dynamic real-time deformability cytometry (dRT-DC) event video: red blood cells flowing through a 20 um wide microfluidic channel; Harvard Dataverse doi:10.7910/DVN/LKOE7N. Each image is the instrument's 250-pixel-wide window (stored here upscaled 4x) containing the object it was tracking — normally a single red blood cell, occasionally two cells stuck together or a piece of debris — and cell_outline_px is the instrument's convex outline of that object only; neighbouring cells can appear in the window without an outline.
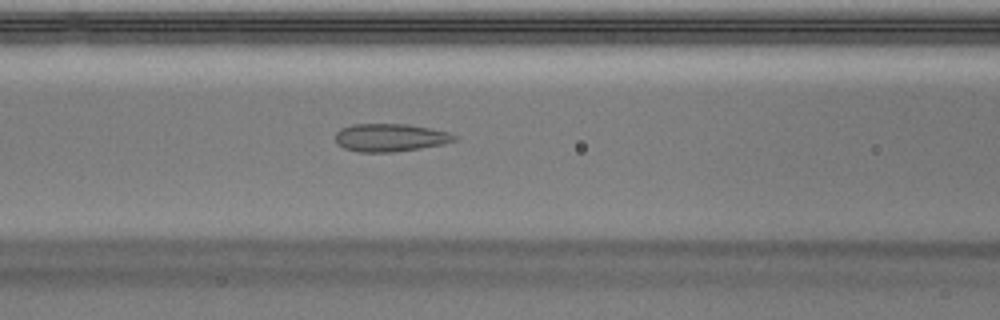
{"species": "Egyptian fruit bat (a non-hibernating species)", "species_latin": "Rousettus aegyptiacus", "temperature_condition": "warm", "stored_images_in_passage": 50, "camera_frame_rate_fps": 3000, "um_per_image_px": 0.085, "animal": {"sex": "male"}, "frame": {"image": 1, "passage_image": 21, "time_ms": 6.667, "image_size_px": [1000, 320], "cell_outline_px": [[456, 140], [444, 144], [396, 152], [360, 152], [344, 148], [336, 140], [336, 132], [340, 128], [352, 124], [408, 124], [448, 132], [456, 136]], "centroid_in_image_um": [33.16, 11.69], "position_along_channel_um": 133.4, "area_um2": 19.25}}
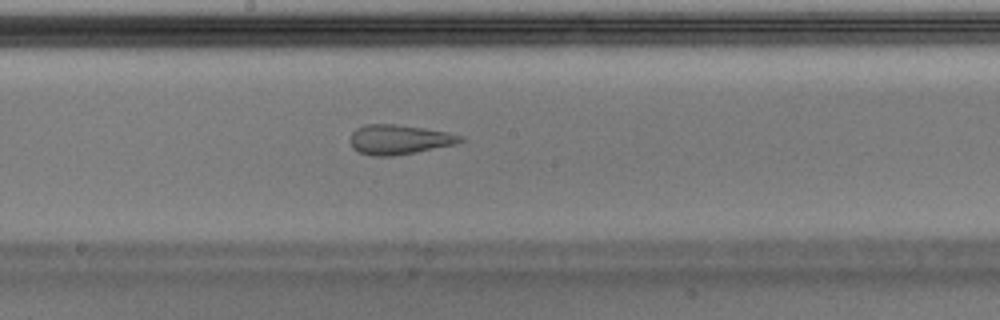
{"frame": {"image": 2, "passage_image": 27, "time_ms": 8.667, "image_size_px": [1000, 320], "cell_outline_px": [[464, 140], [456, 144], [416, 152], [392, 156], [372, 156], [360, 152], [352, 148], [348, 140], [352, 132], [356, 128], [364, 124], [396, 124], [424, 128], [464, 136]], "centroid_in_image_um": [33.88, 11.86], "position_along_channel_um": 214.3, "area_um2": 19.13}}
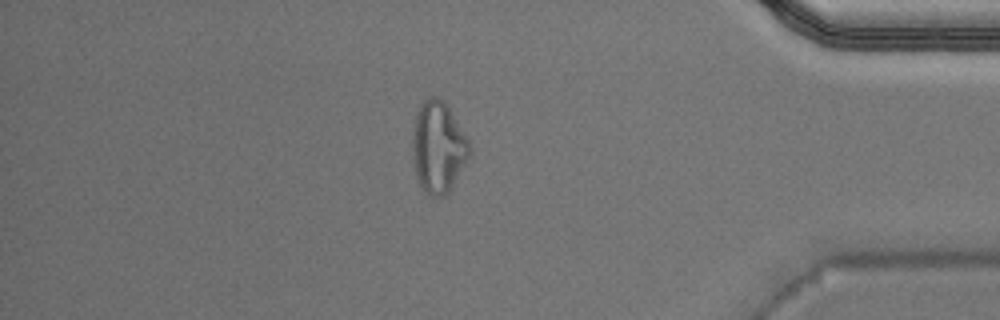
{"frame": {"image": 3, "passage_image": 43, "time_ms": 14.0, "image_size_px": [1000, 320], "cell_outline_px": [[472, 152], [448, 192], [444, 196], [432, 196], [424, 192], [416, 176], [412, 148], [412, 140], [416, 112], [420, 104], [428, 96], [436, 96], [444, 100], [468, 140], [472, 148]], "centroid_in_image_um": [37.24, 12.49], "position_along_channel_um": 398.0, "area_um2": 30.23}}